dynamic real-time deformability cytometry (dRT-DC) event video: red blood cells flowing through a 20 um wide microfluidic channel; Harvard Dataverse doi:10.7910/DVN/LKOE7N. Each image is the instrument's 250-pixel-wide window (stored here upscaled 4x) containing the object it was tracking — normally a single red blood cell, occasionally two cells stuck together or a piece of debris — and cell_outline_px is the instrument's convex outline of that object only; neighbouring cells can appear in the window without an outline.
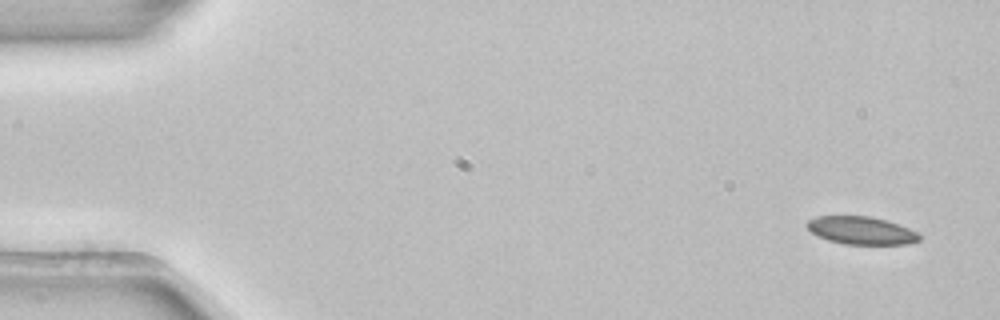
{"species": "common noctule bat (a hibernating species)", "species_latin": "Nyctalus noctula", "temperature_condition": "room temperature", "stored_images_in_passage": 4, "camera_frame_rate_fps": 3000, "um_per_image_px": 0.085, "animal": {"sex": "female", "body_mass_g": 22.7, "forearm_length_mm": 54.2}, "frame": {"image": 1, "passage_image": 1, "time_ms": 0.0, "image_size_px": [1000, 320], "cell_outline_px": [[920, 240], [908, 244], [844, 244], [828, 240], [816, 236], [804, 224], [808, 220], [816, 216], [872, 216], [908, 228], [916, 232], [920, 236]], "centroid_in_image_um": [73.15, 19.59], "position_along_channel_um": 11.8, "area_um2": 18.15}}